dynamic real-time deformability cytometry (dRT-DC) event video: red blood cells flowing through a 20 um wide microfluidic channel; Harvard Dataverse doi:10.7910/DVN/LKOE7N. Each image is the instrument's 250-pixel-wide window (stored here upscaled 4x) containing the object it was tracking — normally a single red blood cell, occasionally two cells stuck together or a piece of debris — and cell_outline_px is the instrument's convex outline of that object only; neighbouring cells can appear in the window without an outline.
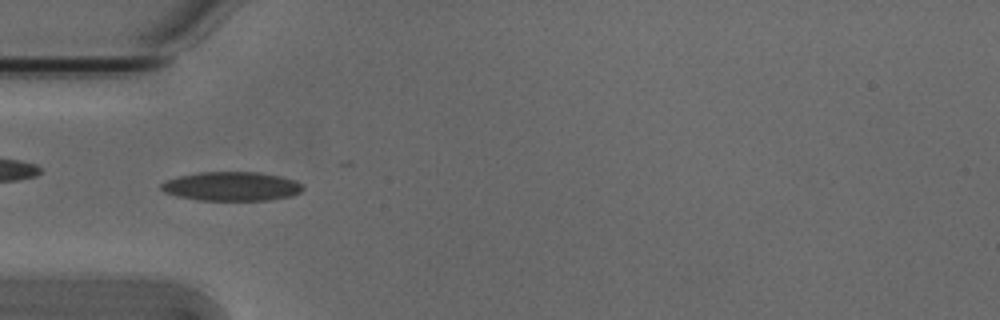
{"species": "Egyptian fruit bat (a non-hibernating species)", "species_latin": "Rousettus aegyptiacus", "temperature_condition": "cold", "stored_images_in_passage": 6, "camera_frame_rate_fps": 3000, "um_per_image_px": 0.085, "animal": {"sex": "male"}, "frame": {"image": 1, "passage_image": 3, "time_ms": 0.667, "image_size_px": [1000, 320], "cell_outline_px": [[304, 188], [300, 192], [292, 196], [268, 200], [196, 200], [176, 196], [164, 192], [160, 188], [160, 184], [168, 180], [180, 176], [200, 172], [260, 172], [280, 176], [296, 180], [304, 184]], "centroid_in_image_um": [19.72, 15.84], "position_along_channel_um": 65.3, "area_um2": 24.1}}
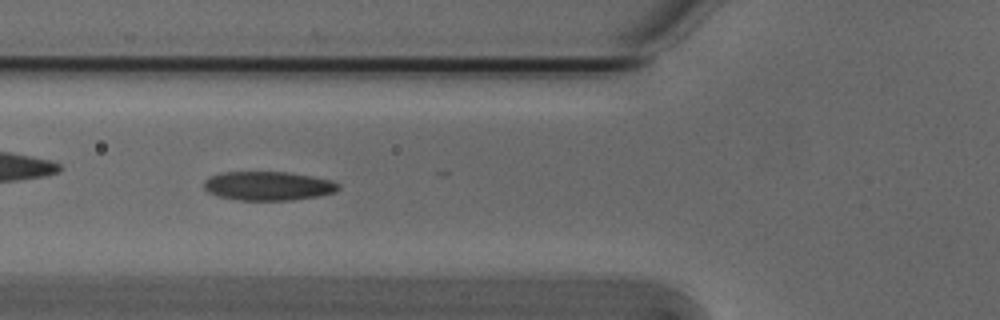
{"frame": {"image": 2, "passage_image": 4, "time_ms": 1.0, "image_size_px": [1000, 320], "cell_outline_px": [[340, 188], [336, 192], [320, 196], [292, 200], [236, 200], [216, 196], [208, 192], [204, 188], [204, 180], [212, 176], [224, 172], [288, 172], [312, 176], [332, 180], [340, 184]], "centroid_in_image_um": [22.82, 15.81], "position_along_channel_um": 103.0, "area_um2": 22.89}}
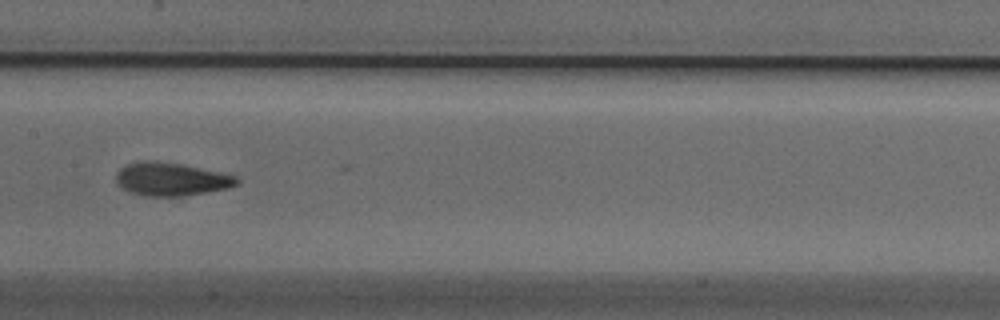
{"frame": {"image": 3, "passage_image": 6, "time_ms": 1.667, "image_size_px": [1000, 320], "cell_outline_px": [[240, 184], [228, 188], [204, 192], [176, 196], [144, 196], [128, 192], [116, 180], [116, 172], [120, 168], [128, 164], [144, 160], [156, 160], [180, 164], [220, 172], [236, 176], [240, 180]], "centroid_in_image_um": [14.55, 15.22], "position_along_channel_um": 192.9, "area_um2": 23.18}}